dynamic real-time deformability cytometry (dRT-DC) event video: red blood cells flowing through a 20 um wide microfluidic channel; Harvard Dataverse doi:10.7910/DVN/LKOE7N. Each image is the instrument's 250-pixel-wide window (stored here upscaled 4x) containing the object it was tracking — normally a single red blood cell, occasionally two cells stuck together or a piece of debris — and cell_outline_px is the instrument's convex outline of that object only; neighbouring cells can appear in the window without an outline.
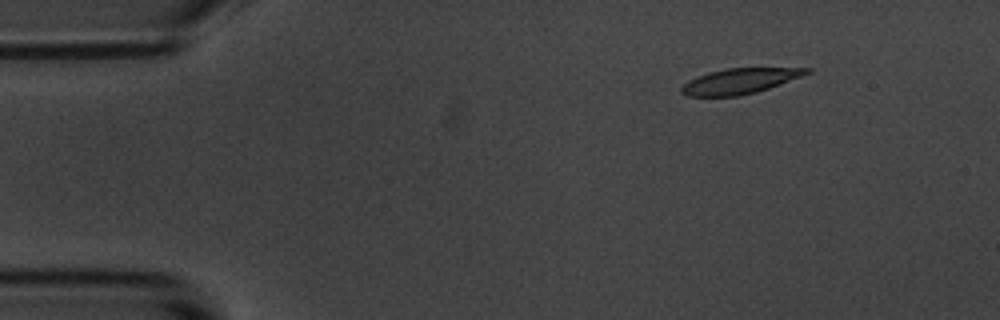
{"species": "common noctule bat (a hibernating species)", "species_latin": "Nyctalus noctula", "temperature_condition": "room temperature", "stored_images_in_passage": 9, "camera_frame_rate_fps": 3000, "um_per_image_px": 0.085, "animal": {"sex": "male", "body_mass_g": 20.1, "forearm_length_mm": 53.5}, "frame": {"image": 1, "passage_image": 1, "time_ms": 0.0, "image_size_px": [1000, 320], "cell_outline_px": [[812, 72], [768, 88], [756, 92], [740, 96], [688, 96], [680, 92], [680, 88], [688, 80], [708, 72], [728, 68], [812, 68]], "centroid_in_image_um": [62.85, 6.89], "position_along_channel_um": 22.1, "area_um2": 18.38}}
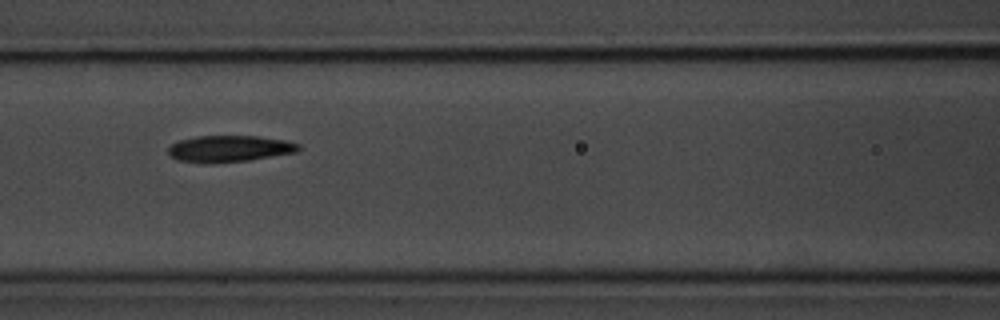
{"frame": {"image": 2, "passage_image": 6, "time_ms": 5.667, "image_size_px": [1000, 320], "cell_outline_px": [[300, 148], [296, 152], [248, 160], [212, 164], [176, 160], [168, 152], [168, 148], [172, 144], [180, 140], [196, 136], [260, 136], [284, 140], [300, 144]], "centroid_in_image_um": [19.48, 12.64], "position_along_channel_um": 147.1, "area_um2": 20.11}}
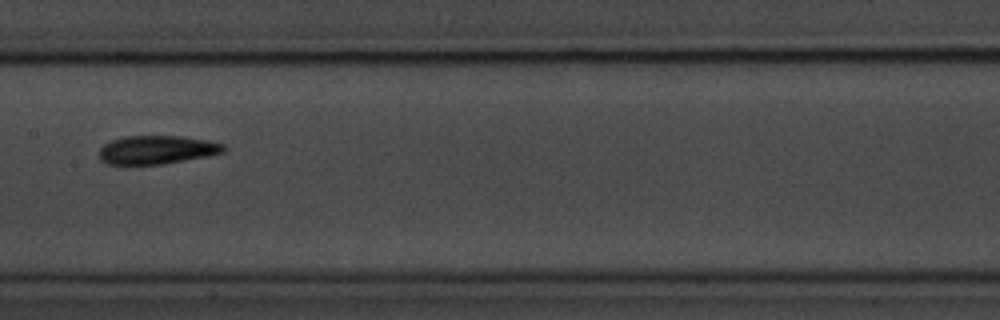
{"frame": {"image": 3, "passage_image": 7, "time_ms": 7.0, "image_size_px": [1000, 320], "cell_outline_px": [[228, 148], [224, 152], [208, 156], [164, 164], [108, 164], [100, 160], [100, 148], [104, 144], [112, 140], [124, 136], [180, 136], [208, 140], [224, 144]], "centroid_in_image_um": [13.37, 12.73], "position_along_channel_um": 194.0, "area_um2": 20.75}}